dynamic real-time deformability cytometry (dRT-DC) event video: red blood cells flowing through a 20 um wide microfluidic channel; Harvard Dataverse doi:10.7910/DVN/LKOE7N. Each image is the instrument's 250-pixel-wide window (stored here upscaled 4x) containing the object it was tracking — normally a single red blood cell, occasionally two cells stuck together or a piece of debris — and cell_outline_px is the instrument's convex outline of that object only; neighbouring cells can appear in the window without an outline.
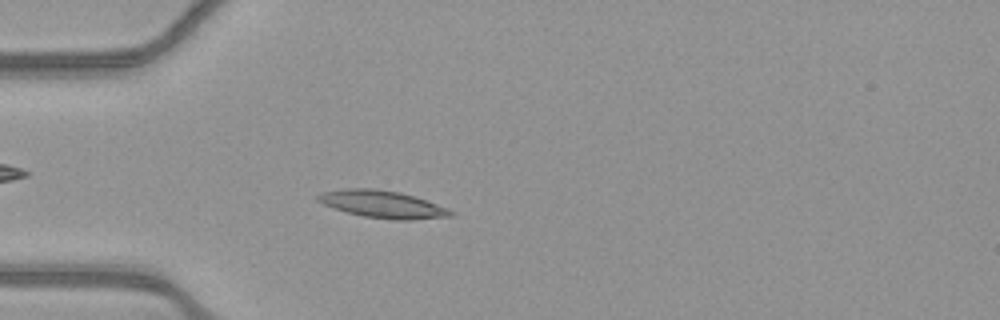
{"species": "common noctule bat (a hibernating species)", "species_latin": "Nyctalus noctula", "temperature_condition": "warm", "stored_images_in_passage": 53, "camera_frame_rate_fps": 3000, "um_per_image_px": 0.085, "animal": {"sex": "female", "body_mass_g": 21.9}, "frame": {"image": 1, "passage_image": 15, "time_ms": 4.667, "image_size_px": [1000, 320], "cell_outline_px": [[456, 212], [452, 216], [412, 220], [396, 220], [364, 216], [348, 212], [324, 204], [316, 200], [316, 196], [320, 192], [344, 188], [372, 188], [400, 192], [436, 204]], "centroid_in_image_um": [32.49, 17.35], "position_along_channel_um": 52.5, "area_um2": 20.92}}
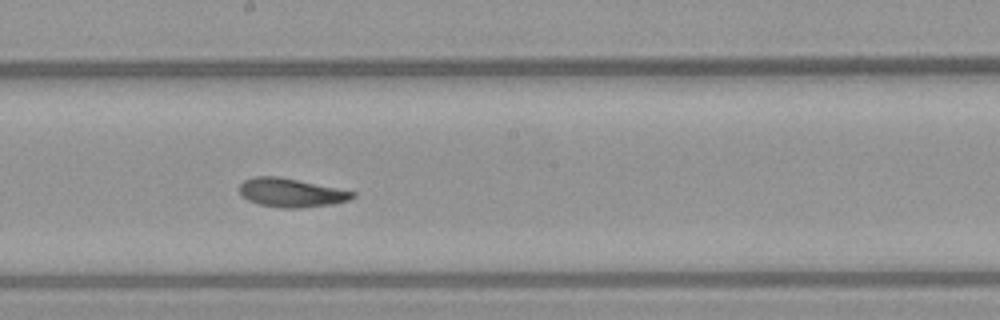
{"frame": {"image": 2, "passage_image": 29, "time_ms": 9.333, "image_size_px": [1000, 320], "cell_outline_px": [[356, 196], [348, 200], [332, 204], [304, 208], [280, 208], [260, 204], [248, 200], [240, 192], [240, 184], [244, 180], [252, 176], [276, 176], [356, 192]], "centroid_in_image_um": [24.74, 16.39], "position_along_channel_um": 223.5, "area_um2": 18.73}}
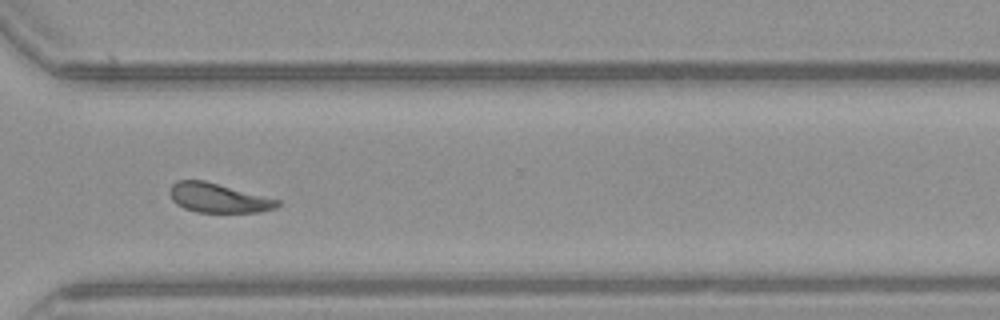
{"frame": {"image": 3, "passage_image": 39, "time_ms": 12.667, "image_size_px": [1000, 320], "cell_outline_px": [[280, 204], [276, 208], [256, 212], [196, 212], [184, 208], [176, 204], [172, 200], [168, 192], [168, 188], [176, 180], [204, 180], [280, 200]], "centroid_in_image_um": [18.5, 16.82], "position_along_channel_um": 352.1, "area_um2": 18.44}, "authors_computed_cell_mechanics": {"area_um2": 19.074, "velocity_mm_per_s": 3.8675, "shape_relaxation_time_tau1_ms": 8.7387, "shape_relaxation_time_tau2_ms": 2.5496, "deformation_change_tau1": 0.2256, "deformation_change_tau2": 0.093}}